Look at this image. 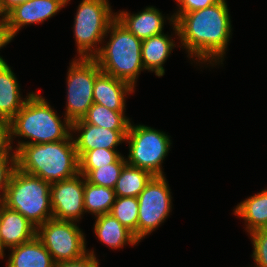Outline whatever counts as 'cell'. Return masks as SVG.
Here are the masks:
<instances>
[{
  "instance_id": "obj_1",
  "label": "cell",
  "mask_w": 267,
  "mask_h": 267,
  "mask_svg": "<svg viewBox=\"0 0 267 267\" xmlns=\"http://www.w3.org/2000/svg\"><path fill=\"white\" fill-rule=\"evenodd\" d=\"M175 35L198 63L223 64L232 25L226 0L183 14L172 24ZM212 62V63H211ZM214 62V63H213Z\"/></svg>"
},
{
  "instance_id": "obj_2",
  "label": "cell",
  "mask_w": 267,
  "mask_h": 267,
  "mask_svg": "<svg viewBox=\"0 0 267 267\" xmlns=\"http://www.w3.org/2000/svg\"><path fill=\"white\" fill-rule=\"evenodd\" d=\"M17 169L54 183L76 176L79 173V158L73 134L67 139L22 145L16 151Z\"/></svg>"
},
{
  "instance_id": "obj_3",
  "label": "cell",
  "mask_w": 267,
  "mask_h": 267,
  "mask_svg": "<svg viewBox=\"0 0 267 267\" xmlns=\"http://www.w3.org/2000/svg\"><path fill=\"white\" fill-rule=\"evenodd\" d=\"M63 120L64 122L60 120L45 98L37 92L32 93L20 111L9 121L12 140L17 136L29 139V141H18L15 150L17 151L22 145L67 139L72 133V123L65 117Z\"/></svg>"
},
{
  "instance_id": "obj_4",
  "label": "cell",
  "mask_w": 267,
  "mask_h": 267,
  "mask_svg": "<svg viewBox=\"0 0 267 267\" xmlns=\"http://www.w3.org/2000/svg\"><path fill=\"white\" fill-rule=\"evenodd\" d=\"M107 33L111 34L109 41L93 58L103 73L126 81L135 88L140 72L145 70L141 56L142 40L116 18Z\"/></svg>"
},
{
  "instance_id": "obj_5",
  "label": "cell",
  "mask_w": 267,
  "mask_h": 267,
  "mask_svg": "<svg viewBox=\"0 0 267 267\" xmlns=\"http://www.w3.org/2000/svg\"><path fill=\"white\" fill-rule=\"evenodd\" d=\"M50 189L51 183L16 168L1 203L38 227L53 218Z\"/></svg>"
},
{
  "instance_id": "obj_6",
  "label": "cell",
  "mask_w": 267,
  "mask_h": 267,
  "mask_svg": "<svg viewBox=\"0 0 267 267\" xmlns=\"http://www.w3.org/2000/svg\"><path fill=\"white\" fill-rule=\"evenodd\" d=\"M115 18L108 0L81 1L73 26L78 57L93 58L100 51L101 47L97 45L104 42L108 27Z\"/></svg>"
},
{
  "instance_id": "obj_7",
  "label": "cell",
  "mask_w": 267,
  "mask_h": 267,
  "mask_svg": "<svg viewBox=\"0 0 267 267\" xmlns=\"http://www.w3.org/2000/svg\"><path fill=\"white\" fill-rule=\"evenodd\" d=\"M126 141L129 143L127 164L164 176L162 163L170 150V137L154 128L130 123Z\"/></svg>"
},
{
  "instance_id": "obj_8",
  "label": "cell",
  "mask_w": 267,
  "mask_h": 267,
  "mask_svg": "<svg viewBox=\"0 0 267 267\" xmlns=\"http://www.w3.org/2000/svg\"><path fill=\"white\" fill-rule=\"evenodd\" d=\"M70 64L64 117L72 123L82 119L93 105L94 82L102 71L94 58H74Z\"/></svg>"
},
{
  "instance_id": "obj_9",
  "label": "cell",
  "mask_w": 267,
  "mask_h": 267,
  "mask_svg": "<svg viewBox=\"0 0 267 267\" xmlns=\"http://www.w3.org/2000/svg\"><path fill=\"white\" fill-rule=\"evenodd\" d=\"M36 236L55 263L75 261L88 253L85 235L73 221L51 218L37 227Z\"/></svg>"
},
{
  "instance_id": "obj_10",
  "label": "cell",
  "mask_w": 267,
  "mask_h": 267,
  "mask_svg": "<svg viewBox=\"0 0 267 267\" xmlns=\"http://www.w3.org/2000/svg\"><path fill=\"white\" fill-rule=\"evenodd\" d=\"M170 190L165 176H154L137 197L139 241L151 234L168 217L172 208Z\"/></svg>"
},
{
  "instance_id": "obj_11",
  "label": "cell",
  "mask_w": 267,
  "mask_h": 267,
  "mask_svg": "<svg viewBox=\"0 0 267 267\" xmlns=\"http://www.w3.org/2000/svg\"><path fill=\"white\" fill-rule=\"evenodd\" d=\"M50 198L53 218L78 222L85 213L84 176L78 173L72 178L51 183Z\"/></svg>"
},
{
  "instance_id": "obj_12",
  "label": "cell",
  "mask_w": 267,
  "mask_h": 267,
  "mask_svg": "<svg viewBox=\"0 0 267 267\" xmlns=\"http://www.w3.org/2000/svg\"><path fill=\"white\" fill-rule=\"evenodd\" d=\"M69 1L70 0H29L14 7L3 18L14 38L23 26L43 23L45 20L56 15Z\"/></svg>"
},
{
  "instance_id": "obj_13",
  "label": "cell",
  "mask_w": 267,
  "mask_h": 267,
  "mask_svg": "<svg viewBox=\"0 0 267 267\" xmlns=\"http://www.w3.org/2000/svg\"><path fill=\"white\" fill-rule=\"evenodd\" d=\"M72 131L81 133L73 138L78 158L86 151L97 148L116 149L120 143L126 141L128 133V130H110L88 124L83 119L72 122Z\"/></svg>"
},
{
  "instance_id": "obj_14",
  "label": "cell",
  "mask_w": 267,
  "mask_h": 267,
  "mask_svg": "<svg viewBox=\"0 0 267 267\" xmlns=\"http://www.w3.org/2000/svg\"><path fill=\"white\" fill-rule=\"evenodd\" d=\"M37 227L21 213L9 209L0 202V235L2 259L4 248H11L27 242L36 236Z\"/></svg>"
},
{
  "instance_id": "obj_15",
  "label": "cell",
  "mask_w": 267,
  "mask_h": 267,
  "mask_svg": "<svg viewBox=\"0 0 267 267\" xmlns=\"http://www.w3.org/2000/svg\"><path fill=\"white\" fill-rule=\"evenodd\" d=\"M133 92L128 82L101 72L94 82L93 102L113 111H125L126 95Z\"/></svg>"
},
{
  "instance_id": "obj_16",
  "label": "cell",
  "mask_w": 267,
  "mask_h": 267,
  "mask_svg": "<svg viewBox=\"0 0 267 267\" xmlns=\"http://www.w3.org/2000/svg\"><path fill=\"white\" fill-rule=\"evenodd\" d=\"M163 18L162 13L153 6H148L137 14L131 15L126 11L116 14V19L141 40L162 34L166 21Z\"/></svg>"
},
{
  "instance_id": "obj_17",
  "label": "cell",
  "mask_w": 267,
  "mask_h": 267,
  "mask_svg": "<svg viewBox=\"0 0 267 267\" xmlns=\"http://www.w3.org/2000/svg\"><path fill=\"white\" fill-rule=\"evenodd\" d=\"M26 98L22 99L20 86L16 76L7 62L0 64V121H10L24 106Z\"/></svg>"
},
{
  "instance_id": "obj_18",
  "label": "cell",
  "mask_w": 267,
  "mask_h": 267,
  "mask_svg": "<svg viewBox=\"0 0 267 267\" xmlns=\"http://www.w3.org/2000/svg\"><path fill=\"white\" fill-rule=\"evenodd\" d=\"M9 249L6 267H55L51 254L37 236Z\"/></svg>"
},
{
  "instance_id": "obj_19",
  "label": "cell",
  "mask_w": 267,
  "mask_h": 267,
  "mask_svg": "<svg viewBox=\"0 0 267 267\" xmlns=\"http://www.w3.org/2000/svg\"><path fill=\"white\" fill-rule=\"evenodd\" d=\"M174 43V40L164 33L142 40L141 56L144 69L155 72L158 77L163 76V64L176 46Z\"/></svg>"
},
{
  "instance_id": "obj_20",
  "label": "cell",
  "mask_w": 267,
  "mask_h": 267,
  "mask_svg": "<svg viewBox=\"0 0 267 267\" xmlns=\"http://www.w3.org/2000/svg\"><path fill=\"white\" fill-rule=\"evenodd\" d=\"M94 233L105 245L111 249H120L125 244L136 245L140 242L134 234L124 227L110 213L95 217Z\"/></svg>"
},
{
  "instance_id": "obj_21",
  "label": "cell",
  "mask_w": 267,
  "mask_h": 267,
  "mask_svg": "<svg viewBox=\"0 0 267 267\" xmlns=\"http://www.w3.org/2000/svg\"><path fill=\"white\" fill-rule=\"evenodd\" d=\"M234 214L247 223L246 230L253 231L267 228V189L241 201L234 209Z\"/></svg>"
},
{
  "instance_id": "obj_22",
  "label": "cell",
  "mask_w": 267,
  "mask_h": 267,
  "mask_svg": "<svg viewBox=\"0 0 267 267\" xmlns=\"http://www.w3.org/2000/svg\"><path fill=\"white\" fill-rule=\"evenodd\" d=\"M153 177L148 170L126 164L114 187L116 197H138Z\"/></svg>"
},
{
  "instance_id": "obj_23",
  "label": "cell",
  "mask_w": 267,
  "mask_h": 267,
  "mask_svg": "<svg viewBox=\"0 0 267 267\" xmlns=\"http://www.w3.org/2000/svg\"><path fill=\"white\" fill-rule=\"evenodd\" d=\"M116 195L112 188L93 185L84 177V209L95 217L108 214L115 202Z\"/></svg>"
},
{
  "instance_id": "obj_24",
  "label": "cell",
  "mask_w": 267,
  "mask_h": 267,
  "mask_svg": "<svg viewBox=\"0 0 267 267\" xmlns=\"http://www.w3.org/2000/svg\"><path fill=\"white\" fill-rule=\"evenodd\" d=\"M124 113L125 111H113L103 105L93 103L82 119L88 124L110 130H128L131 122Z\"/></svg>"
},
{
  "instance_id": "obj_25",
  "label": "cell",
  "mask_w": 267,
  "mask_h": 267,
  "mask_svg": "<svg viewBox=\"0 0 267 267\" xmlns=\"http://www.w3.org/2000/svg\"><path fill=\"white\" fill-rule=\"evenodd\" d=\"M138 206L139 202L137 197H116L110 211V214L115 217L124 227L131 231L136 238Z\"/></svg>"
},
{
  "instance_id": "obj_26",
  "label": "cell",
  "mask_w": 267,
  "mask_h": 267,
  "mask_svg": "<svg viewBox=\"0 0 267 267\" xmlns=\"http://www.w3.org/2000/svg\"><path fill=\"white\" fill-rule=\"evenodd\" d=\"M121 156L115 149L97 148L86 151L79 158V173L85 177L91 170L115 163Z\"/></svg>"
},
{
  "instance_id": "obj_27",
  "label": "cell",
  "mask_w": 267,
  "mask_h": 267,
  "mask_svg": "<svg viewBox=\"0 0 267 267\" xmlns=\"http://www.w3.org/2000/svg\"><path fill=\"white\" fill-rule=\"evenodd\" d=\"M127 164L126 159L121 156L115 163L99 166L91 170L85 179L93 185L104 186L114 189L123 167Z\"/></svg>"
},
{
  "instance_id": "obj_28",
  "label": "cell",
  "mask_w": 267,
  "mask_h": 267,
  "mask_svg": "<svg viewBox=\"0 0 267 267\" xmlns=\"http://www.w3.org/2000/svg\"><path fill=\"white\" fill-rule=\"evenodd\" d=\"M256 267H267V228L250 233ZM255 267V266H254Z\"/></svg>"
},
{
  "instance_id": "obj_29",
  "label": "cell",
  "mask_w": 267,
  "mask_h": 267,
  "mask_svg": "<svg viewBox=\"0 0 267 267\" xmlns=\"http://www.w3.org/2000/svg\"><path fill=\"white\" fill-rule=\"evenodd\" d=\"M223 0H177L178 10L176 13L171 15L169 22L173 24L176 22L183 14L188 12H194L215 4L220 3Z\"/></svg>"
},
{
  "instance_id": "obj_30",
  "label": "cell",
  "mask_w": 267,
  "mask_h": 267,
  "mask_svg": "<svg viewBox=\"0 0 267 267\" xmlns=\"http://www.w3.org/2000/svg\"><path fill=\"white\" fill-rule=\"evenodd\" d=\"M11 142L13 143L10 123L8 121H0V159L16 158V151L11 152Z\"/></svg>"
},
{
  "instance_id": "obj_31",
  "label": "cell",
  "mask_w": 267,
  "mask_h": 267,
  "mask_svg": "<svg viewBox=\"0 0 267 267\" xmlns=\"http://www.w3.org/2000/svg\"><path fill=\"white\" fill-rule=\"evenodd\" d=\"M17 168L16 158L0 159V202L2 201L9 181L15 169Z\"/></svg>"
},
{
  "instance_id": "obj_32",
  "label": "cell",
  "mask_w": 267,
  "mask_h": 267,
  "mask_svg": "<svg viewBox=\"0 0 267 267\" xmlns=\"http://www.w3.org/2000/svg\"><path fill=\"white\" fill-rule=\"evenodd\" d=\"M55 267H99V262L92 249L78 260L57 262L55 263Z\"/></svg>"
},
{
  "instance_id": "obj_33",
  "label": "cell",
  "mask_w": 267,
  "mask_h": 267,
  "mask_svg": "<svg viewBox=\"0 0 267 267\" xmlns=\"http://www.w3.org/2000/svg\"><path fill=\"white\" fill-rule=\"evenodd\" d=\"M13 36L11 35L5 19L0 18V49L11 42ZM5 63V60L0 56V64Z\"/></svg>"
},
{
  "instance_id": "obj_34",
  "label": "cell",
  "mask_w": 267,
  "mask_h": 267,
  "mask_svg": "<svg viewBox=\"0 0 267 267\" xmlns=\"http://www.w3.org/2000/svg\"><path fill=\"white\" fill-rule=\"evenodd\" d=\"M29 0H0V15L4 17L14 7L27 2Z\"/></svg>"
},
{
  "instance_id": "obj_35",
  "label": "cell",
  "mask_w": 267,
  "mask_h": 267,
  "mask_svg": "<svg viewBox=\"0 0 267 267\" xmlns=\"http://www.w3.org/2000/svg\"><path fill=\"white\" fill-rule=\"evenodd\" d=\"M2 258V239L0 235V259Z\"/></svg>"
}]
</instances>
